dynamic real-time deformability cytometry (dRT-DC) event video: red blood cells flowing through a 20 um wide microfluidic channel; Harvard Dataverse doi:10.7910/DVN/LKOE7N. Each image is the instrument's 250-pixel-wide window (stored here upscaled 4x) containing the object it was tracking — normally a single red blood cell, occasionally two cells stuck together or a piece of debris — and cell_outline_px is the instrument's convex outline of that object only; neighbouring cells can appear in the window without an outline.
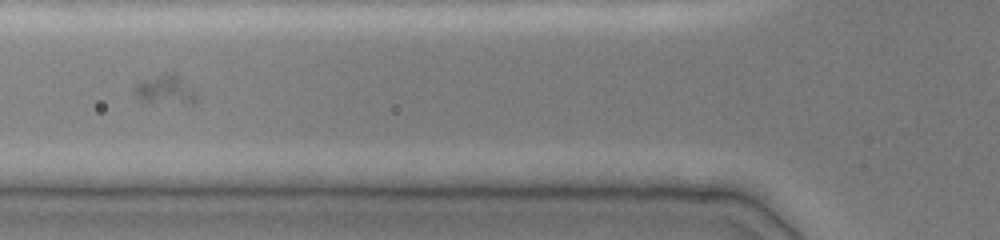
{"species": "common noctule bat (a hibernating species)", "species_latin": "Nyctalus noctula", "temperature_condition": "cold", "stored_images_in_passage": 24, "camera_frame_rate_fps": 3000, "um_per_image_px": 0.085, "animal": {"sex": "female", "body_mass_g": 19.0, "forearm_length_mm": 51.5}, "frame": {"image": 1, "passage_image": 11, "time_ms": 5.0, "image_size_px": [1000, 240], "cell_outline_px": [[196, 100], [192, 104], [188, 104], [140, 100], [132, 88], [140, 80], [168, 72], [172, 72], [196, 92]], "centroid_in_image_um": [14.03, 7.62], "position_along_channel_um": 111.8, "area_um2": 10.23}}